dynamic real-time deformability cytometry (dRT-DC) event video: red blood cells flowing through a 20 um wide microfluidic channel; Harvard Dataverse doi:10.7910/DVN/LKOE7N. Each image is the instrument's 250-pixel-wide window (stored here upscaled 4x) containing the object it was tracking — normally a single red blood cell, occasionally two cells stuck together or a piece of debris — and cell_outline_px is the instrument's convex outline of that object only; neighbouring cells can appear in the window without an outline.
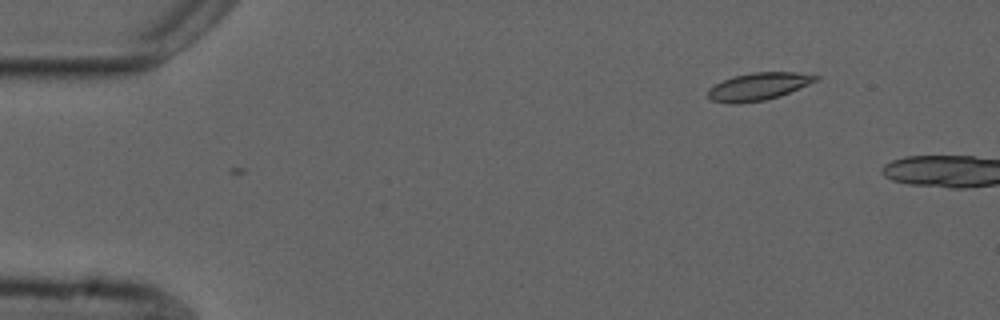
{"species": "common noctule bat (a hibernating species)", "species_latin": "Nyctalus noctula", "temperature_condition": "cold", "stored_images_in_passage": 2, "camera_frame_rate_fps": 3000, "um_per_image_px": 0.085, "animal": {"sex": "male", "forearm_length_mm": 52.5}, "frame": {"image": 1, "passage_image": 2, "time_ms": 0.333, "image_size_px": [1000, 320], "cell_outline_px": [[820, 80], [780, 96], [764, 100], [736, 104], [732, 104], [712, 100], [708, 96], [708, 88], [732, 76], [752, 72], [796, 72], [820, 76]], "centroid_in_image_um": [64.5, 7.34], "position_along_channel_um": 20.5, "area_um2": 17.34}}